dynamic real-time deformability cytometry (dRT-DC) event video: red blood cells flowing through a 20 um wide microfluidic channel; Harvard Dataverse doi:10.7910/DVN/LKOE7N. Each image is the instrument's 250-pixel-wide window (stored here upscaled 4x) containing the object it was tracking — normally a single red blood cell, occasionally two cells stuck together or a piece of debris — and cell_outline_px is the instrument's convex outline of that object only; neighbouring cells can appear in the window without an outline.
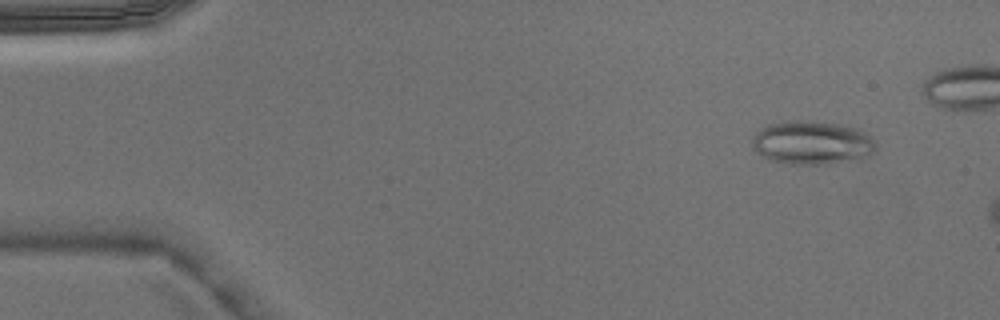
{"species": "Egyptian fruit bat (a non-hibernating species)", "species_latin": "Rousettus aegyptiacus", "temperature_condition": "warm", "stored_images_in_passage": 3, "camera_frame_rate_fps": 3000, "um_per_image_px": 0.085, "animal": {"sex": "male"}, "frame": {"image": 1, "passage_image": 1, "time_ms": 0.0, "image_size_px": [1000, 320], "cell_outline_px": [[876, 148], [864, 160], [828, 164], [788, 164], [772, 160], [756, 152], [752, 148], [752, 140], [756, 132], [760, 128], [768, 124], [780, 120], [812, 120], [840, 124], [856, 128], [876, 140]], "centroid_in_image_um": [69.03, 12.12], "position_along_channel_um": 16.0, "area_um2": 32.08}}